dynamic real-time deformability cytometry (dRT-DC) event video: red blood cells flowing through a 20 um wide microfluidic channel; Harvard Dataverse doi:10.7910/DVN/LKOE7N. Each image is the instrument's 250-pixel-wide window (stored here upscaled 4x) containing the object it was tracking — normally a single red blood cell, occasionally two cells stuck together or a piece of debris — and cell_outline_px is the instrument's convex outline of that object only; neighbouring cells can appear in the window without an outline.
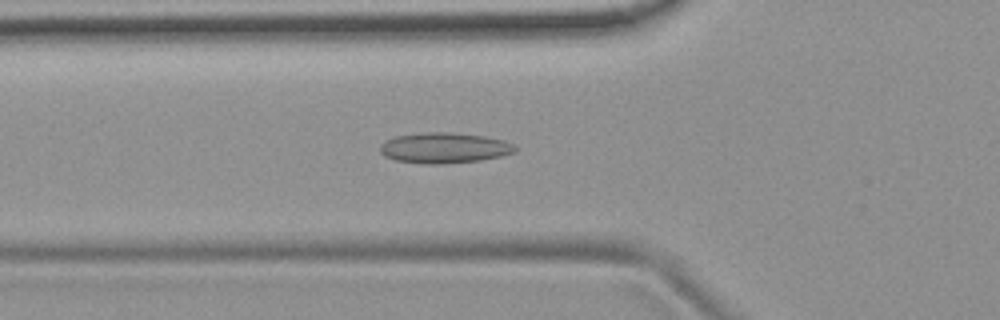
{"species": "common noctule bat (a hibernating species)", "species_latin": "Nyctalus noctula", "temperature_condition": "room temperature", "stored_images_in_passage": 40, "camera_frame_rate_fps": 3000, "um_per_image_px": 0.085, "animal": {"sex": "female", "body_mass_g": 19.9}, "frame": {"image": 1, "passage_image": 6, "time_ms": 1.667, "image_size_px": [1000, 320], "cell_outline_px": [[520, 148], [516, 152], [500, 156], [480, 160], [436, 164], [424, 164], [396, 160], [384, 156], [380, 152], [380, 144], [384, 140], [396, 136], [424, 132], [452, 132], [484, 136], [504, 140], [516, 144]], "centroid_in_image_um": [37.79, 12.56], "position_along_channel_um": 88.0, "area_um2": 24.28}}
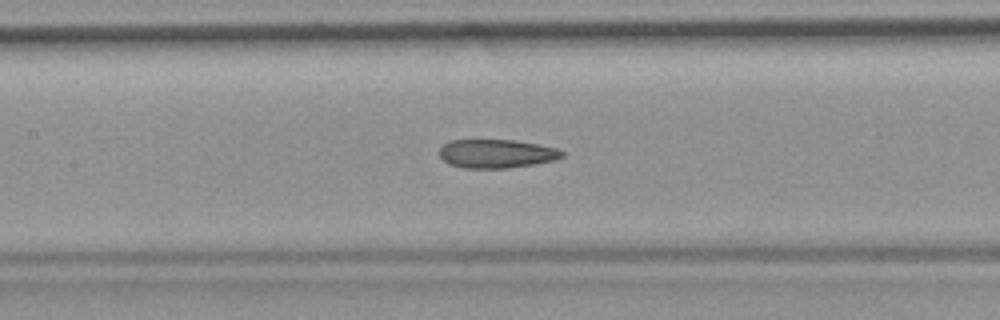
{"frame": {"image": 2, "passage_image": 12, "time_ms": 3.667, "image_size_px": [1000, 320], "cell_outline_px": [[564, 156], [556, 160], [508, 168], [464, 168], [448, 164], [440, 156], [440, 148], [444, 144], [452, 140], [516, 140], [556, 148], [564, 152]], "centroid_in_image_um": [42.2, 13.06], "position_along_channel_um": 165.2, "area_um2": 20.4}}
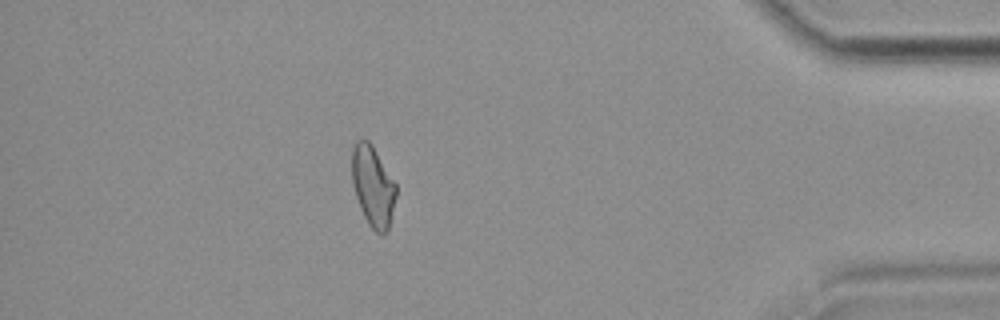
{"frame": {"image": 3, "passage_image": 34, "time_ms": 11.0, "image_size_px": [1000, 320], "cell_outline_px": [[396, 196], [388, 228], [384, 232], [376, 232], [368, 224], [360, 208], [352, 184], [352, 148], [356, 140], [368, 140], [372, 144], [396, 184]], "centroid_in_image_um": [31.68, 15.79], "position_along_channel_um": 403.5, "area_um2": 20.46}, "authors_computed_cell_mechanics": {"area_um2": 21.2993, "velocity_mm_per_s": 3.8313, "shape_relaxation_time_tau1_ms": null, "shape_relaxation_time_tau2_ms": 2.8202, "deformation_change_tau1": null, "deformation_change_tau2": 0.1022}}